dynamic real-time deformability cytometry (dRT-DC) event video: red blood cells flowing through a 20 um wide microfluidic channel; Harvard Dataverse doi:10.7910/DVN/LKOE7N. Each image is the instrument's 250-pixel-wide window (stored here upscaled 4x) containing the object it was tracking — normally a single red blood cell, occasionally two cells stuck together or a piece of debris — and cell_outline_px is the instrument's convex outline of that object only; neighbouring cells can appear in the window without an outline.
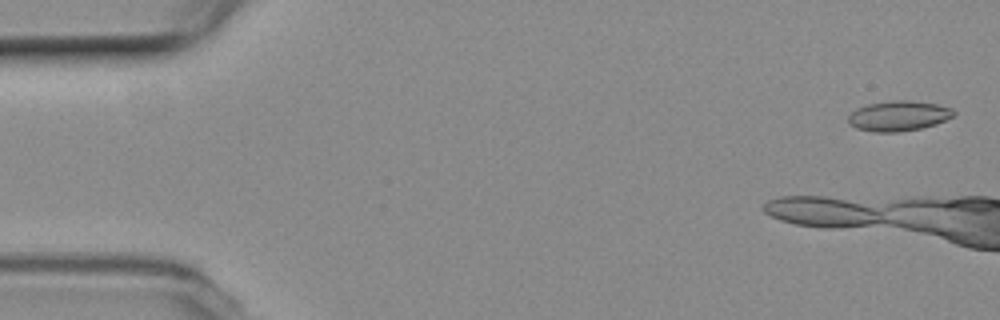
{"species": "common noctule bat (a hibernating species)", "species_latin": "Nyctalus noctula", "temperature_condition": "room temperature", "stored_images_in_passage": 10, "camera_frame_rate_fps": 3000, "um_per_image_px": 0.085, "animal": {"sex": "female", "body_mass_g": 19.3, "forearm_length_mm": 54.1}, "frame": {"image": 1, "passage_image": 1, "time_ms": 0.0, "image_size_px": [1000, 320], "cell_outline_px": [[956, 112], [952, 116], [936, 124], [920, 128], [896, 132], [876, 132], [856, 128], [848, 120], [848, 116], [856, 108], [868, 104], [888, 100], [908, 100], [936, 104], [952, 108]], "centroid_in_image_um": [76.37, 9.84], "position_along_channel_um": 8.6, "area_um2": 18.38}}